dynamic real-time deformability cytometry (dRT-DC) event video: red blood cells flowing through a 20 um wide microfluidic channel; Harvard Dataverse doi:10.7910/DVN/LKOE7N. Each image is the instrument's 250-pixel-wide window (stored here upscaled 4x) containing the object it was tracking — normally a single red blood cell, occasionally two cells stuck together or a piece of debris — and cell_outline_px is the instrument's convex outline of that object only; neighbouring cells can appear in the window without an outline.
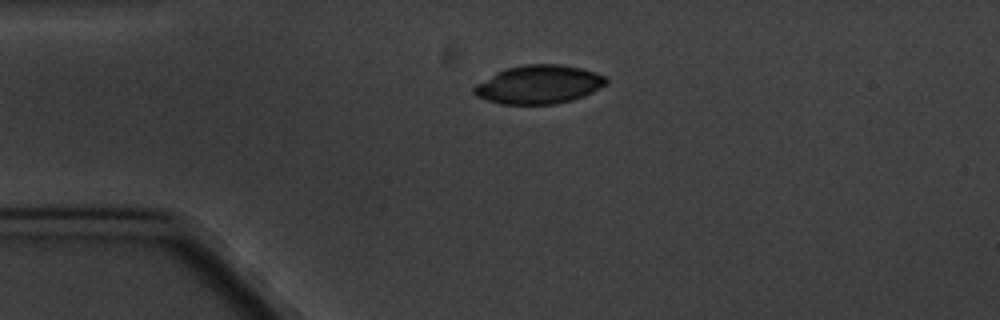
{"species": "common noctule bat (a hibernating species)", "species_latin": "Nyctalus noctula", "temperature_condition": "cold", "stored_images_in_passage": 2, "camera_frame_rate_fps": 3000, "um_per_image_px": 0.085, "animal": {"sex": "male", "body_mass_g": 20.1, "forearm_length_mm": 53.5}, "frame": {"image": 1, "passage_image": 1, "time_ms": 0.0, "image_size_px": [1000, 320], "cell_outline_px": [[608, 84], [584, 96], [572, 100], [556, 104], [500, 104], [476, 96], [472, 92], [472, 88], [476, 84], [496, 72], [504, 68], [524, 64], [560, 64], [580, 68], [596, 72], [604, 76], [608, 80]], "centroid_in_image_um": [45.79, 7.18], "position_along_channel_um": 39.2, "area_um2": 29.88}}